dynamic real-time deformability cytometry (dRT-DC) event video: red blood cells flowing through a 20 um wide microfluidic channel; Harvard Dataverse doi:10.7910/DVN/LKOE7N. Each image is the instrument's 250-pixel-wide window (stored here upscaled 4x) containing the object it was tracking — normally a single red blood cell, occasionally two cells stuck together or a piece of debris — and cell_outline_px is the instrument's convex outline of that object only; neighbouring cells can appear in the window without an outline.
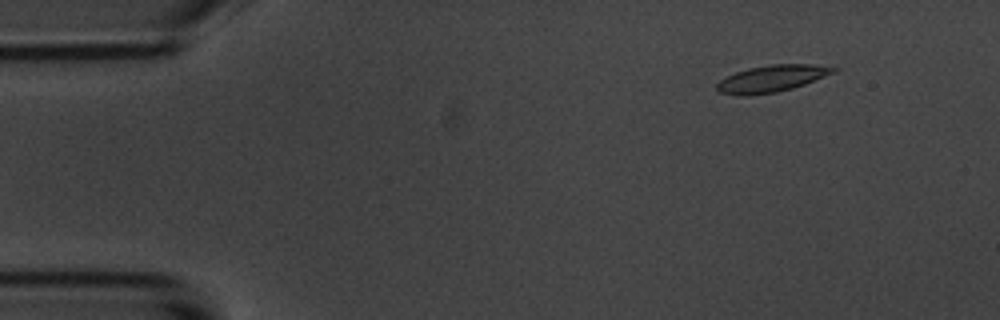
{"species": "common noctule bat (a hibernating species)", "species_latin": "Nyctalus noctula", "temperature_condition": "room temperature", "stored_images_in_passage": 50, "camera_frame_rate_fps": 3000, "um_per_image_px": 0.085, "animal": {"sex": "male", "body_mass_g": 20.1, "forearm_length_mm": 53.5}, "frame": {"image": 1, "passage_image": 2, "time_ms": 0.333, "image_size_px": [1000, 320], "cell_outline_px": [[840, 68], [836, 72], [804, 84], [792, 88], [776, 92], [748, 96], [736, 96], [720, 92], [716, 88], [716, 84], [720, 80], [736, 72], [748, 68], [772, 64], [812, 64]], "centroid_in_image_um": [65.59, 6.68], "position_along_channel_um": 19.4, "area_um2": 18.21}}
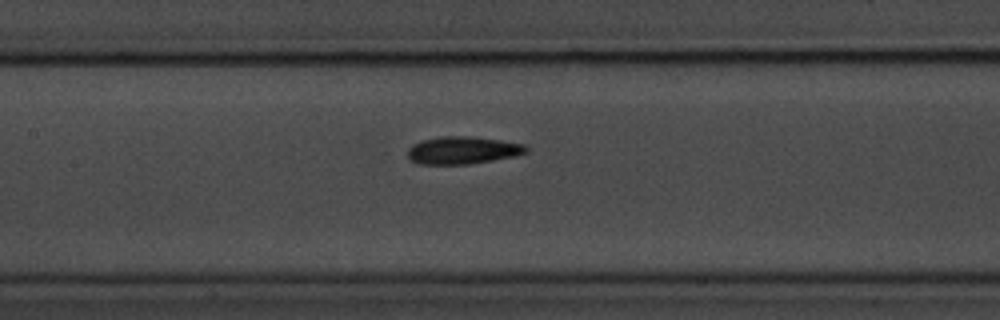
{"frame": {"image": 2, "passage_image": 21, "time_ms": 6.667, "image_size_px": [1000, 320], "cell_outline_px": [[528, 152], [516, 156], [468, 164], [420, 164], [412, 160], [408, 156], [408, 148], [412, 144], [424, 140], [440, 136], [468, 136], [500, 140], [524, 144], [528, 148]], "centroid_in_image_um": [39.34, 12.77], "position_along_channel_um": 168.1, "area_um2": 18.9}}
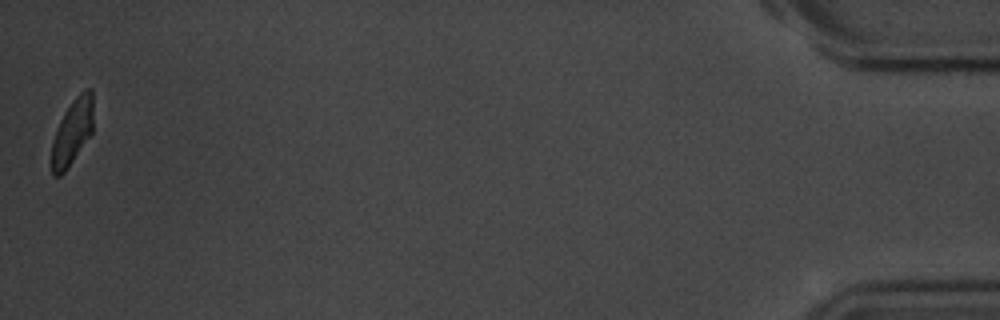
{"frame": {"image": 3, "passage_image": 50, "time_ms": 16.333, "image_size_px": [1000, 320], "cell_outline_px": [[92, 132], [64, 172], [60, 176], [52, 176], [48, 164], [52, 140], [60, 120], [64, 112], [76, 96], [84, 88], [92, 88]], "centroid_in_image_um": [6.08, 11.26], "position_along_channel_um": 429.1, "area_um2": 16.18}, "authors_computed_cell_mechanics": {"area_um2": 18.207, "velocity_mm_per_s": 3.6769, "shape_relaxation_time_tau1_ms": 2.3986, "shape_relaxation_time_tau2_ms": 2.1424, "deformation_change_tau1": 0.1005, "deformation_change_tau2": 0.0721}}